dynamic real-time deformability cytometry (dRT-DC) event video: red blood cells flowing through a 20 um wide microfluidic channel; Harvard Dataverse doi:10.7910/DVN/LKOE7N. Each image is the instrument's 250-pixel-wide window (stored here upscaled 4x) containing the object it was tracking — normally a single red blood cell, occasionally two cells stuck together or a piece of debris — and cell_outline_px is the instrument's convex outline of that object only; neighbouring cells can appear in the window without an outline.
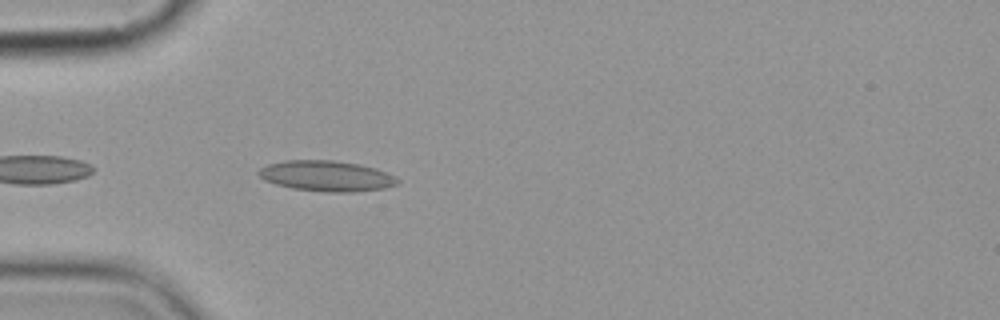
{"species": "common noctule bat (a hibernating species)", "species_latin": "Nyctalus noctula", "temperature_condition": "cold", "stored_images_in_passage": 5, "camera_frame_rate_fps": 3000, "um_per_image_px": 0.085, "animal": {"sex": "female", "body_mass_g": 19.9}, "frame": {"image": 1, "passage_image": 5, "time_ms": 4.667, "image_size_px": [1000, 320], "cell_outline_px": [[400, 180], [396, 184], [384, 188], [352, 192], [324, 192], [292, 188], [276, 184], [264, 180], [256, 172], [260, 168], [268, 164], [284, 160], [332, 160], [360, 164], [376, 168], [396, 176]], "centroid_in_image_um": [27.75, 14.95], "position_along_channel_um": 57.3, "area_um2": 24.85}}